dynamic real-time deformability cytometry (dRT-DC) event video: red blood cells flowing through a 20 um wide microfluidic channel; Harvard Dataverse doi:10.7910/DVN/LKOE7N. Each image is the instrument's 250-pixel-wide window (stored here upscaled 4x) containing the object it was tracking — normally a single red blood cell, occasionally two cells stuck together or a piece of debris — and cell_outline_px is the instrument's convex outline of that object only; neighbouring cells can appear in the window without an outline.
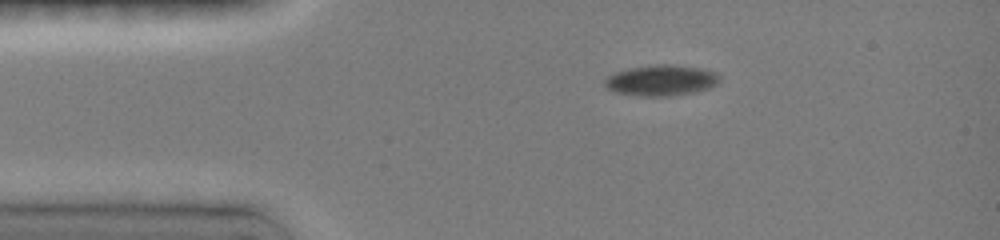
{"species": "common noctule bat (a hibernating species)", "species_latin": "Nyctalus noctula", "temperature_condition": "room temperature", "stored_images_in_passage": 50, "camera_frame_rate_fps": 3000, "um_per_image_px": 0.085, "animal": {"sex": "female", "body_mass_g": 19.0, "forearm_length_mm": 51.5}, "frame": {"image": 1, "passage_image": 1, "time_ms": 0.0, "image_size_px": [1000, 240], "cell_outline_px": [[720, 80], [716, 84], [708, 88], [696, 92], [672, 96], [636, 96], [612, 92], [604, 84], [604, 80], [608, 76], [616, 72], [628, 68], [656, 64], [668, 64], [696, 68], [712, 72], [720, 76]], "centroid_in_image_um": [56.14, 6.85], "position_along_channel_um": 28.9, "area_um2": 20.58}}
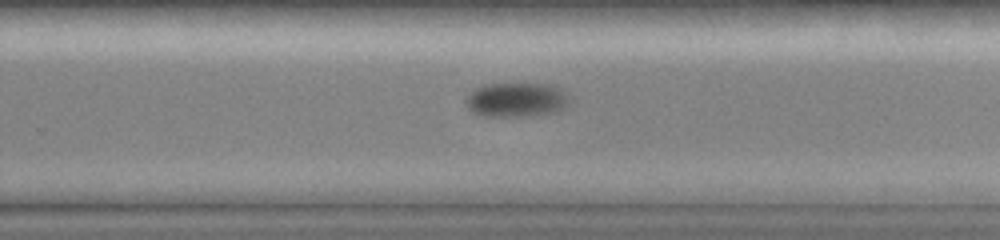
{"frame": {"image": 2, "passage_image": 31, "time_ms": 7.667, "image_size_px": [1000, 240], "cell_outline_px": [[568, 104], [560, 112], [524, 116], [484, 116], [472, 112], [468, 108], [464, 100], [476, 88], [484, 84], [548, 84], [560, 88], [568, 100]], "centroid_in_image_um": [43.87, 8.49], "position_along_channel_um": 285.9, "area_um2": 20.63}}
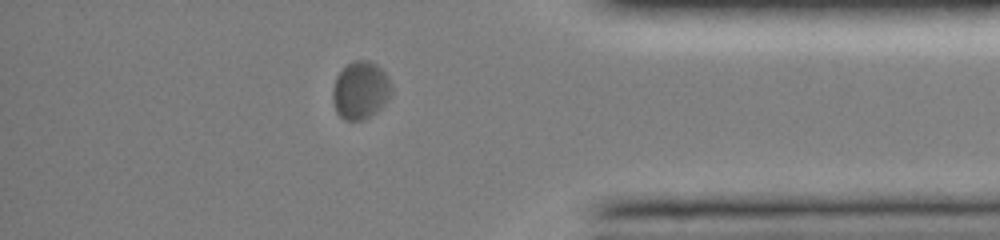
{"frame": {"image": 3, "passage_image": 41, "time_ms": 11.0, "image_size_px": [1000, 240], "cell_outline_px": [[392, 92], [384, 104], [376, 112], [364, 120], [344, 120], [336, 112], [332, 100], [332, 88], [336, 76], [348, 64], [356, 60], [368, 60], [376, 64], [388, 76], [392, 84]], "centroid_in_image_um": [30.64, 7.68], "position_along_channel_um": 404.6, "area_um2": 19.88}, "authors_computed_cell_mechanics": {"area_um2": 20.5479, "velocity_mm_per_s": 3.9011, "shape_relaxation_time_tau1_ms": 1.6591, "shape_relaxation_time_tau2_ms": null, "deformation_change_tau1": 0.0781, "deformation_change_tau2": null}}